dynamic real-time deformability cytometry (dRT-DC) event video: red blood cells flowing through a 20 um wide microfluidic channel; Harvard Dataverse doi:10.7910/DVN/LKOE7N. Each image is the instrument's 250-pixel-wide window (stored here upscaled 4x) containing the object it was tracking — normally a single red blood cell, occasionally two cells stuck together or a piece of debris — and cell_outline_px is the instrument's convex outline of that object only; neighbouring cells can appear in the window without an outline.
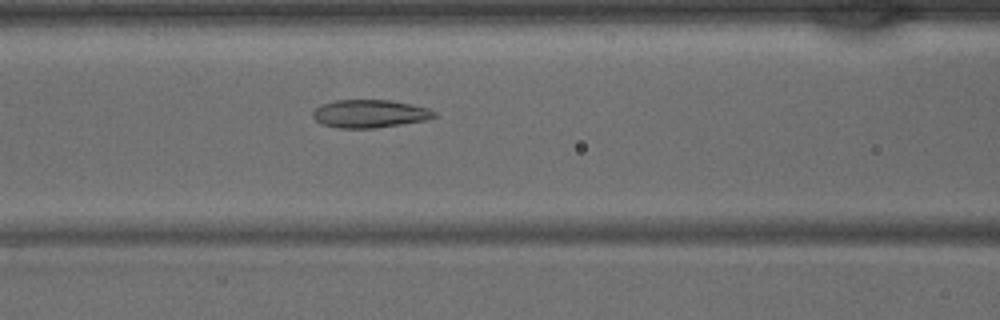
{"species": "common noctule bat (a hibernating species)", "species_latin": "Nyctalus noctula", "temperature_condition": "warm", "stored_images_in_passage": 41, "camera_frame_rate_fps": 3000, "um_per_image_px": 0.085, "animal": {"sex": "male", "body_mass_g": 15.6}, "frame": {"image": 1, "passage_image": 17, "time_ms": 5.333, "image_size_px": [1000, 320], "cell_outline_px": [[436, 116], [424, 120], [400, 124], [372, 128], [340, 128], [320, 124], [312, 116], [312, 112], [320, 104], [336, 100], [392, 100], [428, 108], [436, 112]], "centroid_in_image_um": [31.38, 9.66], "position_along_channel_um": 135.2, "area_um2": 19.71}}
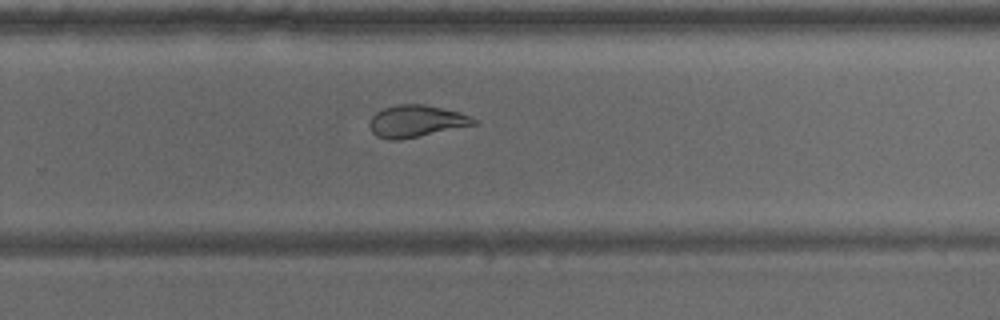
{"frame": {"image": 2, "passage_image": 27, "time_ms": 8.667, "image_size_px": [1000, 320], "cell_outline_px": [[476, 124], [400, 140], [388, 140], [376, 136], [372, 132], [368, 124], [372, 116], [376, 112], [384, 108], [396, 104], [424, 104], [460, 112], [472, 116], [476, 120]], "centroid_in_image_um": [35.34, 10.29], "position_along_channel_um": 294.5, "area_um2": 19.42}}
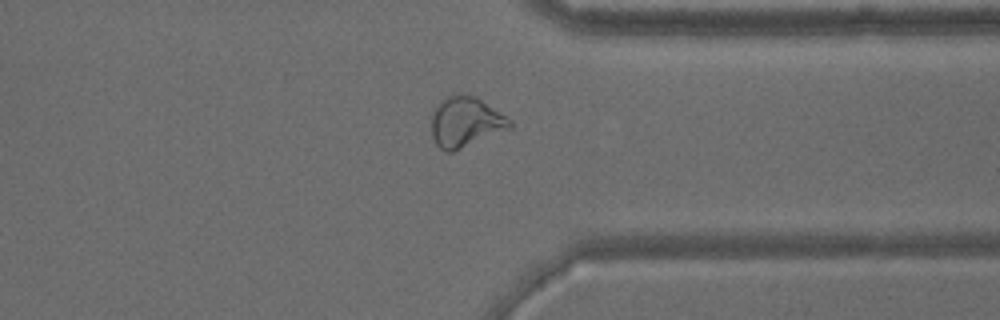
{"frame": {"image": 3, "passage_image": 32, "time_ms": 10.333, "image_size_px": [1000, 320], "cell_outline_px": [[512, 128], [452, 152], [444, 152], [436, 144], [432, 136], [428, 116], [432, 108], [444, 96], [476, 96], [512, 120]], "centroid_in_image_um": [39.51, 10.38], "position_along_channel_um": 371.9, "area_um2": 23.35}}